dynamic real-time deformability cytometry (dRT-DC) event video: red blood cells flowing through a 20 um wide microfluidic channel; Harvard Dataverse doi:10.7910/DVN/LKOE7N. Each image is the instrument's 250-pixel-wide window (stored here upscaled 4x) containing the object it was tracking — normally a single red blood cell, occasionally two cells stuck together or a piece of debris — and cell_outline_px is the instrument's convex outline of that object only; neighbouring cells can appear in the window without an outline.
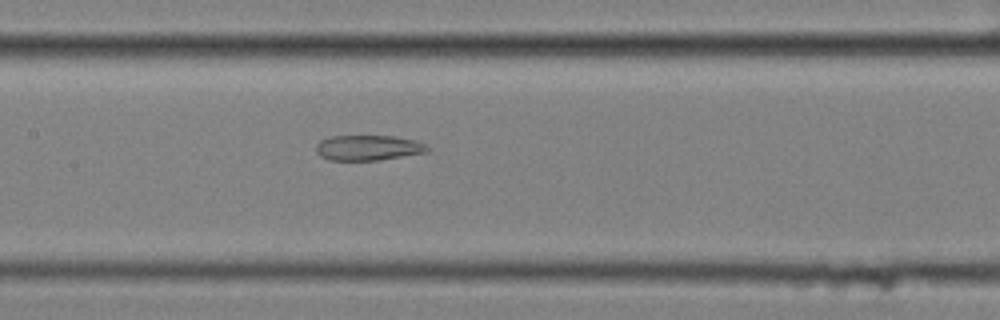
{"species": "common noctule bat (a hibernating species)", "species_latin": "Nyctalus noctula", "temperature_condition": "cold", "stored_images_in_passage": 5, "camera_frame_rate_fps": 3000, "um_per_image_px": 0.085, "animal": {"sex": "female", "body_mass_g": 25.1}, "frame": {"image": 1, "passage_image": 4, "time_ms": 1.0, "image_size_px": [1000, 320], "cell_outline_px": [[432, 148], [428, 152], [376, 160], [328, 160], [320, 156], [316, 152], [316, 144], [320, 140], [328, 136], [392, 136], [416, 140]], "centroid_in_image_um": [31.28, 12.55], "position_along_channel_um": 176.1, "area_um2": 16.47}}